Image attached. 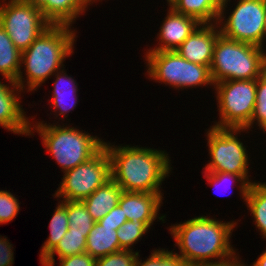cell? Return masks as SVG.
Segmentation results:
<instances>
[{"label": "cell", "instance_id": "obj_17", "mask_svg": "<svg viewBox=\"0 0 266 266\" xmlns=\"http://www.w3.org/2000/svg\"><path fill=\"white\" fill-rule=\"evenodd\" d=\"M53 75H55L56 79L53 84V96L49 101L51 106H53L55 115H57L56 117L63 116L62 118H67L69 115L67 113L73 110L74 107L76 108L78 102V84L73 77L66 74L64 69L57 71Z\"/></svg>", "mask_w": 266, "mask_h": 266}, {"label": "cell", "instance_id": "obj_29", "mask_svg": "<svg viewBox=\"0 0 266 266\" xmlns=\"http://www.w3.org/2000/svg\"><path fill=\"white\" fill-rule=\"evenodd\" d=\"M203 173H204L203 177H205L207 179L208 184H211V186H215L217 188V190H218V187L221 186L223 183H226V184L228 183V185H230V187H232L233 182H235V183L238 182L237 185L239 184L238 187H239L240 194H241L240 196H242V198L245 202V198H246V194H247V191L249 188V184L240 175H235V174H231L228 172L210 173V172L204 171ZM226 184H224V186H226ZM216 188H213V189H216ZM218 192L219 191H217V193Z\"/></svg>", "mask_w": 266, "mask_h": 266}, {"label": "cell", "instance_id": "obj_34", "mask_svg": "<svg viewBox=\"0 0 266 266\" xmlns=\"http://www.w3.org/2000/svg\"><path fill=\"white\" fill-rule=\"evenodd\" d=\"M6 238L0 235V266H12L14 263V247Z\"/></svg>", "mask_w": 266, "mask_h": 266}, {"label": "cell", "instance_id": "obj_11", "mask_svg": "<svg viewBox=\"0 0 266 266\" xmlns=\"http://www.w3.org/2000/svg\"><path fill=\"white\" fill-rule=\"evenodd\" d=\"M1 1L0 25L21 52L51 25L40 9L25 0Z\"/></svg>", "mask_w": 266, "mask_h": 266}, {"label": "cell", "instance_id": "obj_12", "mask_svg": "<svg viewBox=\"0 0 266 266\" xmlns=\"http://www.w3.org/2000/svg\"><path fill=\"white\" fill-rule=\"evenodd\" d=\"M8 82L4 84L0 81V126L12 133L29 136L31 122L19 100L20 92L24 91L15 82Z\"/></svg>", "mask_w": 266, "mask_h": 266}, {"label": "cell", "instance_id": "obj_18", "mask_svg": "<svg viewBox=\"0 0 266 266\" xmlns=\"http://www.w3.org/2000/svg\"><path fill=\"white\" fill-rule=\"evenodd\" d=\"M121 193L122 188L111 178L81 202L85 205L92 219L98 222L119 204Z\"/></svg>", "mask_w": 266, "mask_h": 266}, {"label": "cell", "instance_id": "obj_13", "mask_svg": "<svg viewBox=\"0 0 266 266\" xmlns=\"http://www.w3.org/2000/svg\"><path fill=\"white\" fill-rule=\"evenodd\" d=\"M163 193H144L122 191L119 205L123 209L127 220L133 223L144 222L149 228L156 219L162 220L166 215L159 217L160 207L163 204Z\"/></svg>", "mask_w": 266, "mask_h": 266}, {"label": "cell", "instance_id": "obj_19", "mask_svg": "<svg viewBox=\"0 0 266 266\" xmlns=\"http://www.w3.org/2000/svg\"><path fill=\"white\" fill-rule=\"evenodd\" d=\"M120 250L123 249L119 245L115 227L102 226L99 222H95L86 238L85 252L97 259Z\"/></svg>", "mask_w": 266, "mask_h": 266}, {"label": "cell", "instance_id": "obj_5", "mask_svg": "<svg viewBox=\"0 0 266 266\" xmlns=\"http://www.w3.org/2000/svg\"><path fill=\"white\" fill-rule=\"evenodd\" d=\"M266 70L264 48L228 39L221 34L214 46L210 74L213 83L257 79Z\"/></svg>", "mask_w": 266, "mask_h": 266}, {"label": "cell", "instance_id": "obj_38", "mask_svg": "<svg viewBox=\"0 0 266 266\" xmlns=\"http://www.w3.org/2000/svg\"><path fill=\"white\" fill-rule=\"evenodd\" d=\"M266 39V15H265V22H264V40Z\"/></svg>", "mask_w": 266, "mask_h": 266}, {"label": "cell", "instance_id": "obj_2", "mask_svg": "<svg viewBox=\"0 0 266 266\" xmlns=\"http://www.w3.org/2000/svg\"><path fill=\"white\" fill-rule=\"evenodd\" d=\"M109 155L111 178L127 192L161 193L162 182L172 171L165 150L138 145L115 146L104 141Z\"/></svg>", "mask_w": 266, "mask_h": 266}, {"label": "cell", "instance_id": "obj_32", "mask_svg": "<svg viewBox=\"0 0 266 266\" xmlns=\"http://www.w3.org/2000/svg\"><path fill=\"white\" fill-rule=\"evenodd\" d=\"M127 221L126 215L123 213V209L120 205H116L113 209H111L102 219L98 222L102 226H113L115 230L120 228Z\"/></svg>", "mask_w": 266, "mask_h": 266}, {"label": "cell", "instance_id": "obj_8", "mask_svg": "<svg viewBox=\"0 0 266 266\" xmlns=\"http://www.w3.org/2000/svg\"><path fill=\"white\" fill-rule=\"evenodd\" d=\"M257 79L228 80L214 84L217 96L219 121L213 126L219 128H246L250 130V121L256 103Z\"/></svg>", "mask_w": 266, "mask_h": 266}, {"label": "cell", "instance_id": "obj_28", "mask_svg": "<svg viewBox=\"0 0 266 266\" xmlns=\"http://www.w3.org/2000/svg\"><path fill=\"white\" fill-rule=\"evenodd\" d=\"M139 257L140 254H138L135 266H187L181 257L173 253V250L168 251L163 248L153 250L149 258L143 262Z\"/></svg>", "mask_w": 266, "mask_h": 266}, {"label": "cell", "instance_id": "obj_14", "mask_svg": "<svg viewBox=\"0 0 266 266\" xmlns=\"http://www.w3.org/2000/svg\"><path fill=\"white\" fill-rule=\"evenodd\" d=\"M219 35L217 23L201 24L175 51L189 62L210 68Z\"/></svg>", "mask_w": 266, "mask_h": 266}, {"label": "cell", "instance_id": "obj_36", "mask_svg": "<svg viewBox=\"0 0 266 266\" xmlns=\"http://www.w3.org/2000/svg\"><path fill=\"white\" fill-rule=\"evenodd\" d=\"M254 266H266V249L259 255L256 261L253 262Z\"/></svg>", "mask_w": 266, "mask_h": 266}, {"label": "cell", "instance_id": "obj_9", "mask_svg": "<svg viewBox=\"0 0 266 266\" xmlns=\"http://www.w3.org/2000/svg\"><path fill=\"white\" fill-rule=\"evenodd\" d=\"M229 1L231 0H222L217 21L220 34L231 40L264 48L266 0H239L226 18L224 12Z\"/></svg>", "mask_w": 266, "mask_h": 266}, {"label": "cell", "instance_id": "obj_31", "mask_svg": "<svg viewBox=\"0 0 266 266\" xmlns=\"http://www.w3.org/2000/svg\"><path fill=\"white\" fill-rule=\"evenodd\" d=\"M19 200L10 191L0 190V224H6L17 216Z\"/></svg>", "mask_w": 266, "mask_h": 266}, {"label": "cell", "instance_id": "obj_3", "mask_svg": "<svg viewBox=\"0 0 266 266\" xmlns=\"http://www.w3.org/2000/svg\"><path fill=\"white\" fill-rule=\"evenodd\" d=\"M75 32V29H71L69 25L51 24L22 51L21 67H24L26 79L20 71L15 82L22 91L24 89H28L27 92L35 91L50 76L64 68L63 62L66 57L74 53V42L77 37Z\"/></svg>", "mask_w": 266, "mask_h": 266}, {"label": "cell", "instance_id": "obj_10", "mask_svg": "<svg viewBox=\"0 0 266 266\" xmlns=\"http://www.w3.org/2000/svg\"><path fill=\"white\" fill-rule=\"evenodd\" d=\"M62 178L53 197L63 201H83L111 179L107 150L103 147L89 161L65 171Z\"/></svg>", "mask_w": 266, "mask_h": 266}, {"label": "cell", "instance_id": "obj_21", "mask_svg": "<svg viewBox=\"0 0 266 266\" xmlns=\"http://www.w3.org/2000/svg\"><path fill=\"white\" fill-rule=\"evenodd\" d=\"M21 54L0 25V74L6 80L16 82L22 69Z\"/></svg>", "mask_w": 266, "mask_h": 266}, {"label": "cell", "instance_id": "obj_37", "mask_svg": "<svg viewBox=\"0 0 266 266\" xmlns=\"http://www.w3.org/2000/svg\"><path fill=\"white\" fill-rule=\"evenodd\" d=\"M168 3V7H173L174 4L178 1V0H166Z\"/></svg>", "mask_w": 266, "mask_h": 266}, {"label": "cell", "instance_id": "obj_25", "mask_svg": "<svg viewBox=\"0 0 266 266\" xmlns=\"http://www.w3.org/2000/svg\"><path fill=\"white\" fill-rule=\"evenodd\" d=\"M69 232L89 233L94 221L81 201H67Z\"/></svg>", "mask_w": 266, "mask_h": 266}, {"label": "cell", "instance_id": "obj_4", "mask_svg": "<svg viewBox=\"0 0 266 266\" xmlns=\"http://www.w3.org/2000/svg\"><path fill=\"white\" fill-rule=\"evenodd\" d=\"M66 125L64 127V124L61 126L40 121L30 125L29 130V136L34 135L32 133L35 130L39 133L43 146L50 152L63 173L89 161L104 146V140L98 136Z\"/></svg>", "mask_w": 266, "mask_h": 266}, {"label": "cell", "instance_id": "obj_39", "mask_svg": "<svg viewBox=\"0 0 266 266\" xmlns=\"http://www.w3.org/2000/svg\"><path fill=\"white\" fill-rule=\"evenodd\" d=\"M93 3L97 2V1H100V0H91ZM102 1V0H101Z\"/></svg>", "mask_w": 266, "mask_h": 266}, {"label": "cell", "instance_id": "obj_15", "mask_svg": "<svg viewBox=\"0 0 266 266\" xmlns=\"http://www.w3.org/2000/svg\"><path fill=\"white\" fill-rule=\"evenodd\" d=\"M163 21L156 41L158 46L148 51H175L201 23L193 17L176 12L172 7Z\"/></svg>", "mask_w": 266, "mask_h": 266}, {"label": "cell", "instance_id": "obj_26", "mask_svg": "<svg viewBox=\"0 0 266 266\" xmlns=\"http://www.w3.org/2000/svg\"><path fill=\"white\" fill-rule=\"evenodd\" d=\"M150 228L144 222L133 223L127 220L120 228L117 229L119 245L123 250H133L131 247L142 239Z\"/></svg>", "mask_w": 266, "mask_h": 266}, {"label": "cell", "instance_id": "obj_24", "mask_svg": "<svg viewBox=\"0 0 266 266\" xmlns=\"http://www.w3.org/2000/svg\"><path fill=\"white\" fill-rule=\"evenodd\" d=\"M89 233L69 232L62 237L55 249L42 261V266H54L55 255L62 259L85 253L86 238Z\"/></svg>", "mask_w": 266, "mask_h": 266}, {"label": "cell", "instance_id": "obj_30", "mask_svg": "<svg viewBox=\"0 0 266 266\" xmlns=\"http://www.w3.org/2000/svg\"><path fill=\"white\" fill-rule=\"evenodd\" d=\"M139 252L120 250L96 259L95 266H135Z\"/></svg>", "mask_w": 266, "mask_h": 266}, {"label": "cell", "instance_id": "obj_16", "mask_svg": "<svg viewBox=\"0 0 266 266\" xmlns=\"http://www.w3.org/2000/svg\"><path fill=\"white\" fill-rule=\"evenodd\" d=\"M40 9L52 25L72 26L75 19L84 15L91 0H25Z\"/></svg>", "mask_w": 266, "mask_h": 266}, {"label": "cell", "instance_id": "obj_35", "mask_svg": "<svg viewBox=\"0 0 266 266\" xmlns=\"http://www.w3.org/2000/svg\"><path fill=\"white\" fill-rule=\"evenodd\" d=\"M235 255L234 257L222 261V262H218V263H209V264H200V265H196V266H243V262H241V258L239 260V256Z\"/></svg>", "mask_w": 266, "mask_h": 266}, {"label": "cell", "instance_id": "obj_7", "mask_svg": "<svg viewBox=\"0 0 266 266\" xmlns=\"http://www.w3.org/2000/svg\"><path fill=\"white\" fill-rule=\"evenodd\" d=\"M247 131L246 128H219L210 126L206 131L210 161L203 168L206 172H228L240 175L249 185V157L246 146L238 139L237 134Z\"/></svg>", "mask_w": 266, "mask_h": 266}, {"label": "cell", "instance_id": "obj_22", "mask_svg": "<svg viewBox=\"0 0 266 266\" xmlns=\"http://www.w3.org/2000/svg\"><path fill=\"white\" fill-rule=\"evenodd\" d=\"M51 221L49 222V237L41 247L39 254L40 262H42L58 245L59 241L66 234L69 229L68 217H67V201H58Z\"/></svg>", "mask_w": 266, "mask_h": 266}, {"label": "cell", "instance_id": "obj_6", "mask_svg": "<svg viewBox=\"0 0 266 266\" xmlns=\"http://www.w3.org/2000/svg\"><path fill=\"white\" fill-rule=\"evenodd\" d=\"M147 75L155 82H161L179 90L212 85L210 68L189 62L176 51H146Z\"/></svg>", "mask_w": 266, "mask_h": 266}, {"label": "cell", "instance_id": "obj_1", "mask_svg": "<svg viewBox=\"0 0 266 266\" xmlns=\"http://www.w3.org/2000/svg\"><path fill=\"white\" fill-rule=\"evenodd\" d=\"M236 221L223 222L208 216H199L180 224H173L169 231L187 266L218 263L234 257L231 235ZM213 259H216L215 261Z\"/></svg>", "mask_w": 266, "mask_h": 266}, {"label": "cell", "instance_id": "obj_33", "mask_svg": "<svg viewBox=\"0 0 266 266\" xmlns=\"http://www.w3.org/2000/svg\"><path fill=\"white\" fill-rule=\"evenodd\" d=\"M59 263L60 266H95L96 259L85 252L59 259Z\"/></svg>", "mask_w": 266, "mask_h": 266}, {"label": "cell", "instance_id": "obj_23", "mask_svg": "<svg viewBox=\"0 0 266 266\" xmlns=\"http://www.w3.org/2000/svg\"><path fill=\"white\" fill-rule=\"evenodd\" d=\"M244 204L254 218L255 227L266 238V182H254L249 185Z\"/></svg>", "mask_w": 266, "mask_h": 266}, {"label": "cell", "instance_id": "obj_27", "mask_svg": "<svg viewBox=\"0 0 266 266\" xmlns=\"http://www.w3.org/2000/svg\"><path fill=\"white\" fill-rule=\"evenodd\" d=\"M254 123L266 133V70L257 78L256 103L250 129Z\"/></svg>", "mask_w": 266, "mask_h": 266}, {"label": "cell", "instance_id": "obj_20", "mask_svg": "<svg viewBox=\"0 0 266 266\" xmlns=\"http://www.w3.org/2000/svg\"><path fill=\"white\" fill-rule=\"evenodd\" d=\"M222 0H178L176 12L196 18L201 24L217 23Z\"/></svg>", "mask_w": 266, "mask_h": 266}]
</instances>
